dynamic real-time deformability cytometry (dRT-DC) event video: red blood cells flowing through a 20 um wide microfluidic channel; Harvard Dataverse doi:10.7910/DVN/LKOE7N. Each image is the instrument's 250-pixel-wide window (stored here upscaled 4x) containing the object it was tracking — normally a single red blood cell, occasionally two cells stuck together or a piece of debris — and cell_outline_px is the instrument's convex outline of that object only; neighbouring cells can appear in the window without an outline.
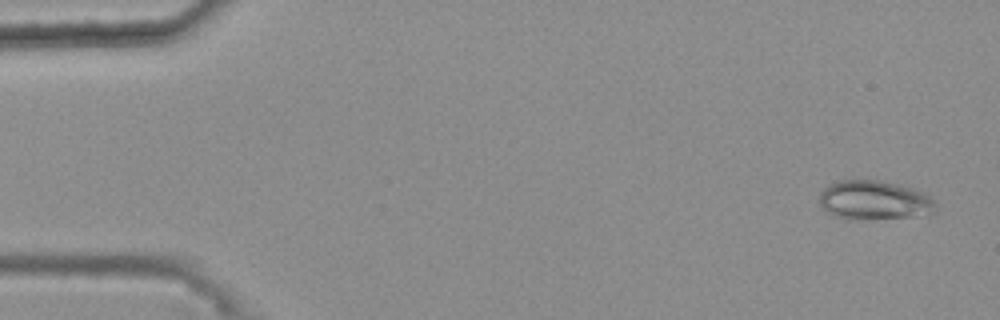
{"species": "common noctule bat (a hibernating species)", "species_latin": "Nyctalus noctula", "temperature_condition": "warm", "stored_images_in_passage": 48, "camera_frame_rate_fps": 3000, "um_per_image_px": 0.085, "animal": {"sex": "female", "body_mass_g": 25.1}, "frame": {"image": 1, "passage_image": 3, "time_ms": 0.667, "image_size_px": [1000, 320], "cell_outline_px": [[936, 204], [932, 212], [912, 216], [852, 220], [848, 220], [832, 216], [820, 204], [820, 192], [828, 184], [840, 180], [880, 180], [912, 188], [928, 196]], "centroid_in_image_um": [74.22, 17.01], "position_along_channel_um": 10.8, "area_um2": 26.24}}
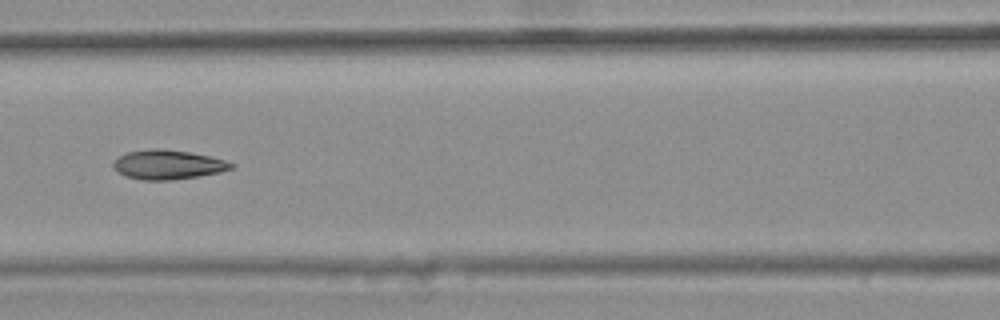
{"frame": {"image": 2, "passage_image": 25, "time_ms": 8.0, "image_size_px": [1000, 320], "cell_outline_px": [[236, 164], [232, 168], [220, 172], [200, 176], [172, 180], [144, 180], [124, 176], [112, 168], [112, 160], [128, 152], [156, 148], [188, 152], [208, 156], [224, 160]], "centroid_in_image_um": [14.23, 14.01], "position_along_channel_um": 152.4, "area_um2": 20.11}}
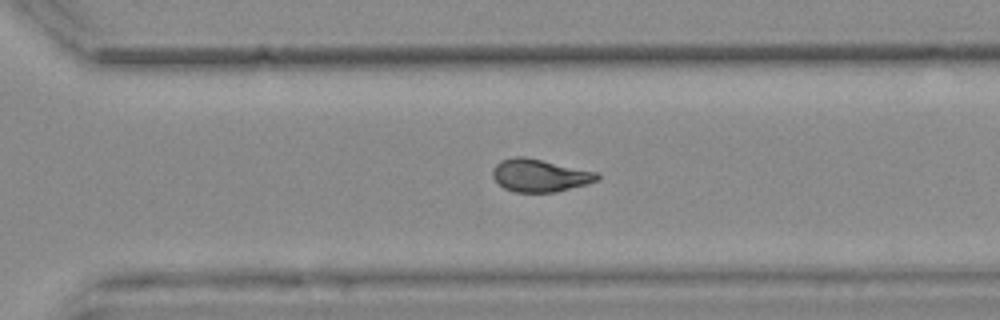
{"frame": {"image": 3, "passage_image": 39, "time_ms": 12.667, "image_size_px": [1000, 320], "cell_outline_px": [[600, 176], [596, 180], [588, 184], [556, 192], [516, 192], [504, 188], [492, 176], [492, 168], [500, 160], [512, 156], [524, 156], [596, 172]], "centroid_in_image_um": [45.84, 14.91], "position_along_channel_um": 324.8, "area_um2": 19.83}, "authors_computed_cell_mechanics": {"area_um2": 20.0855, "velocity_mm_per_s": 3.7006, "shape_relaxation_time_tau1_ms": 10.4961, "shape_relaxation_time_tau2_ms": 3.0588, "deformation_change_tau1": 0.2327, "deformation_change_tau2": 0.086}}